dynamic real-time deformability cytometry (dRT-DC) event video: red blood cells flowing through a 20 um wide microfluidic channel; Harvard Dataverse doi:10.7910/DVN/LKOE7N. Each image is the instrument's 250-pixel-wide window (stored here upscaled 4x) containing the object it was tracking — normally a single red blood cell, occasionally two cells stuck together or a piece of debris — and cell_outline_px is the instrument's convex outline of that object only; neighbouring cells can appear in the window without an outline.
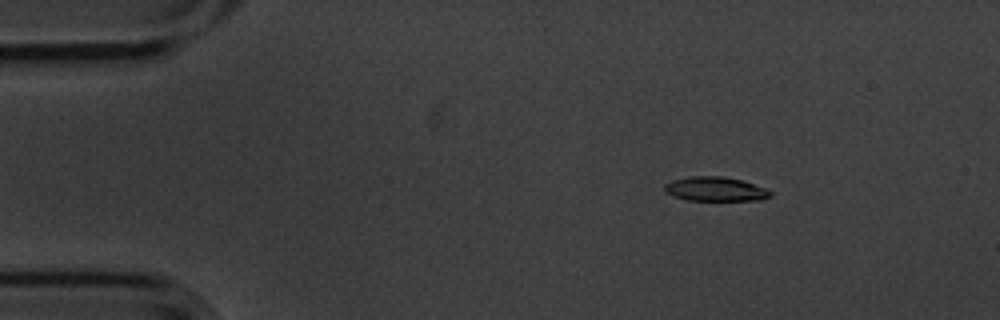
{"species": "common noctule bat (a hibernating species)", "species_latin": "Nyctalus noctula", "temperature_condition": "cold", "stored_images_in_passage": 5, "camera_frame_rate_fps": 3000, "um_per_image_px": 0.085, "animal": {"sex": "male", "body_mass_g": 20.1, "forearm_length_mm": 53.5}, "frame": {"image": 1, "passage_image": 3, "time_ms": 0.667, "image_size_px": [1000, 320], "cell_outline_px": [[772, 196], [764, 200], [688, 200], [672, 196], [664, 192], [664, 184], [672, 180], [692, 176], [724, 176], [740, 180], [768, 188], [772, 192]], "centroid_in_image_um": [60.82, 16.07], "position_along_channel_um": 24.2, "area_um2": 15.14}}